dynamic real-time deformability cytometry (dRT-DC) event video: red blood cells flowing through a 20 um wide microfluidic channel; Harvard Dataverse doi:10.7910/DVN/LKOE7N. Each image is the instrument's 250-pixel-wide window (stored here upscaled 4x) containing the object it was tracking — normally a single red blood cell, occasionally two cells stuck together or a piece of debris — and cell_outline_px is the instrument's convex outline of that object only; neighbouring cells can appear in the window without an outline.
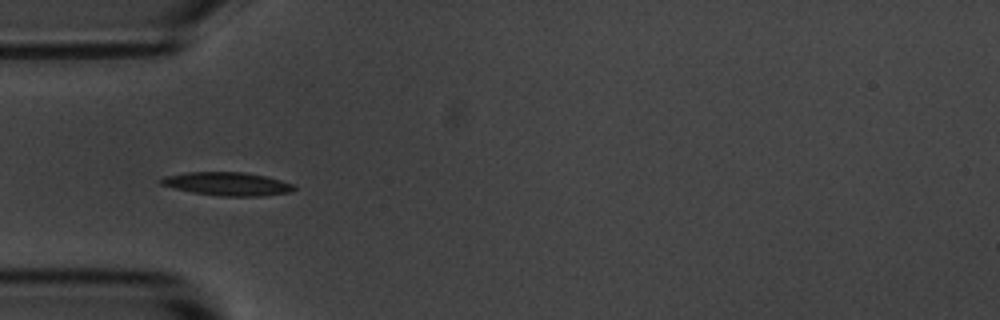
{"species": "common noctule bat (a hibernating species)", "species_latin": "Nyctalus noctula", "temperature_condition": "room temperature", "stored_images_in_passage": 10, "camera_frame_rate_fps": 3000, "um_per_image_px": 0.085, "animal": {"sex": "male", "body_mass_g": 20.1, "forearm_length_mm": 53.5}, "frame": {"image": 1, "passage_image": 4, "time_ms": 3.333, "image_size_px": [1000, 320], "cell_outline_px": [[296, 188], [292, 192], [264, 196], [220, 196], [192, 192], [160, 184], [156, 180], [164, 176], [184, 172], [244, 172], [264, 176], [280, 180], [292, 184]], "centroid_in_image_um": [19.29, 15.63], "position_along_channel_um": 65.7, "area_um2": 18.15}}
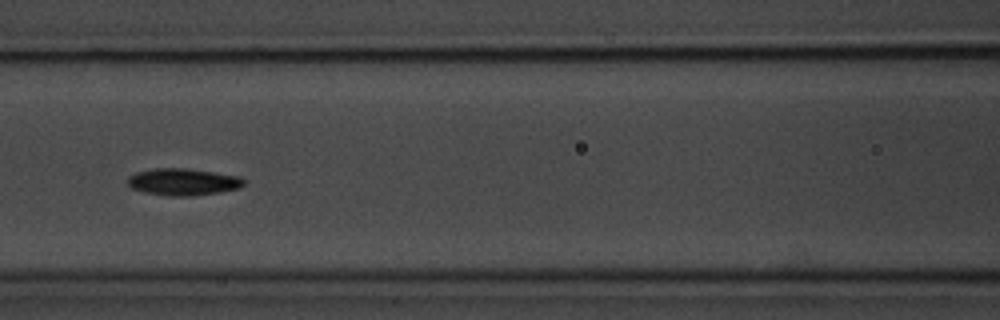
{"frame": {"image": 2, "passage_image": 6, "time_ms": 5.667, "image_size_px": [1000, 320], "cell_outline_px": [[244, 184], [240, 188], [220, 192], [188, 196], [168, 196], [144, 192], [128, 188], [128, 176], [136, 172], [152, 168], [188, 168], [240, 176], [244, 180]], "centroid_in_image_um": [15.53, 15.45], "position_along_channel_um": 151.1, "area_um2": 18.44}}
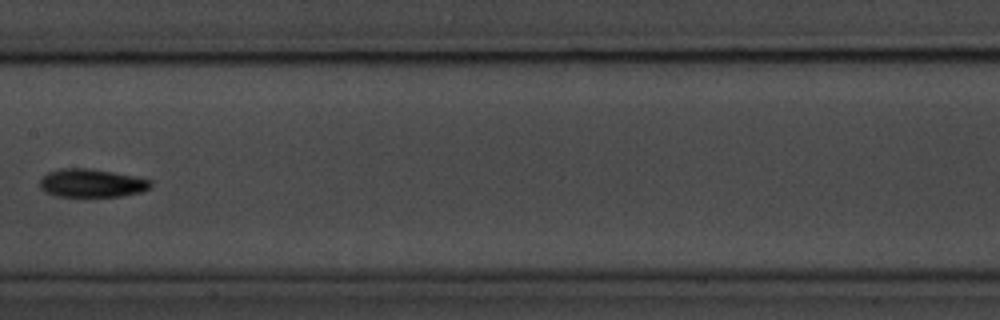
{"frame": {"image": 3, "passage_image": 7, "time_ms": 7.0, "image_size_px": [1000, 320], "cell_outline_px": [[152, 184], [148, 188], [140, 192], [120, 196], [56, 196], [44, 192], [40, 188], [40, 180], [48, 172], [60, 168], [92, 168], [152, 180]], "centroid_in_image_um": [7.75, 15.56], "position_along_channel_um": 199.6, "area_um2": 18.15}}